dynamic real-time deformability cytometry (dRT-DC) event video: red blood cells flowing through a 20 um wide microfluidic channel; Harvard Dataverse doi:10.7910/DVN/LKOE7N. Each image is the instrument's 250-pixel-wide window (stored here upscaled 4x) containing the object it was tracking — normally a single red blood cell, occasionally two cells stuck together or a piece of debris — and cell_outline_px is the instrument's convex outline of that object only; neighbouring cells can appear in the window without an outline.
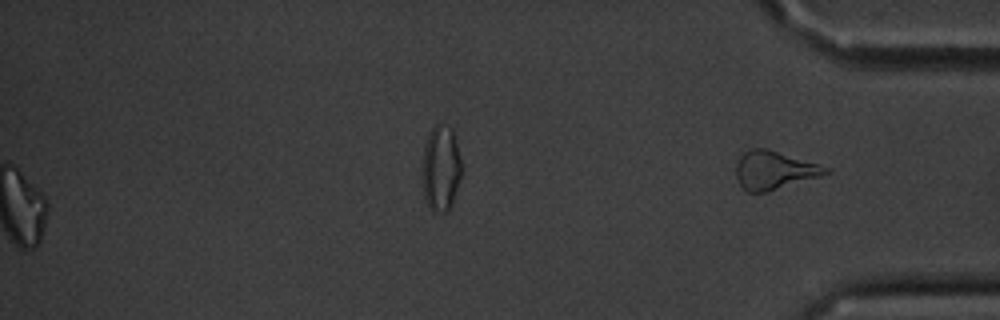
{"species": "common noctule bat (a hibernating species)", "species_latin": "Nyctalus noctula", "temperature_condition": "cold", "stored_images_in_passage": 57, "segment_of_instrument_passage": [2, 2], "camera_frame_rate_fps": 3000, "um_per_image_px": 0.085, "animal": {"sex": "male", "body_mass_g": 20.1, "forearm_length_mm": 53.5}, "frame": {"image": 1, "passage_image": 57, "time_ms": 18.667, "image_size_px": [1000, 320], "cell_outline_px": [[832, 172], [820, 176], [768, 192], [748, 192], [740, 184], [736, 176], [736, 164], [740, 156], [744, 152], [752, 148], [764, 148], [816, 164], [828, 168]], "centroid_in_image_um": [65.76, 14.49], "position_along_channel_um": 369.4, "area_um2": 19.54}}